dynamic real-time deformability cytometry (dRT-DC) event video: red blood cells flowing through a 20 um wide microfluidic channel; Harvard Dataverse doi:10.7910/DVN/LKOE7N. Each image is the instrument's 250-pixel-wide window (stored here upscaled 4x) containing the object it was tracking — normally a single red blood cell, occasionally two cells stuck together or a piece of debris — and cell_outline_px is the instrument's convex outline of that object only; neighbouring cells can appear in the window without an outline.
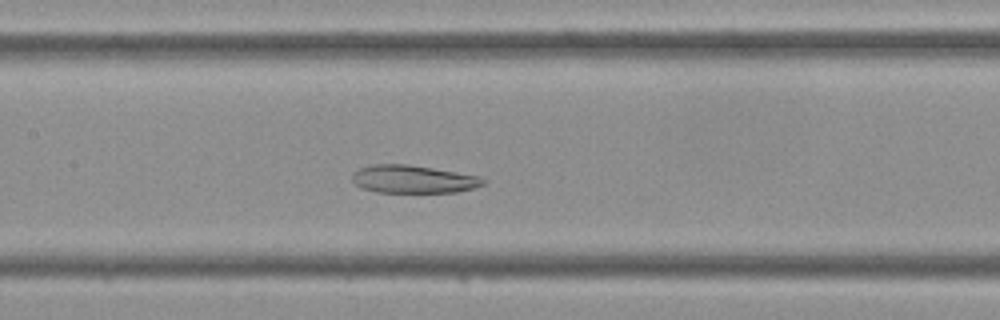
{"species": "Egyptian fruit bat (a non-hibernating species)", "species_latin": "Rousettus aegyptiacus", "temperature_condition": "cold", "stored_images_in_passage": 34, "segment_of_instrument_passage": [1, 2], "camera_frame_rate_fps": 3000, "um_per_image_px": 0.085, "frame": {"image": 1, "passage_image": 18, "time_ms": 5.667, "image_size_px": [1000, 320], "cell_outline_px": [[488, 180], [484, 184], [472, 188], [456, 192], [376, 192], [364, 188], [356, 184], [352, 180], [352, 176], [360, 168], [372, 164], [408, 164], [480, 176]], "centroid_in_image_um": [35.15, 15.23], "position_along_channel_um": 172.2, "area_um2": 21.1}}
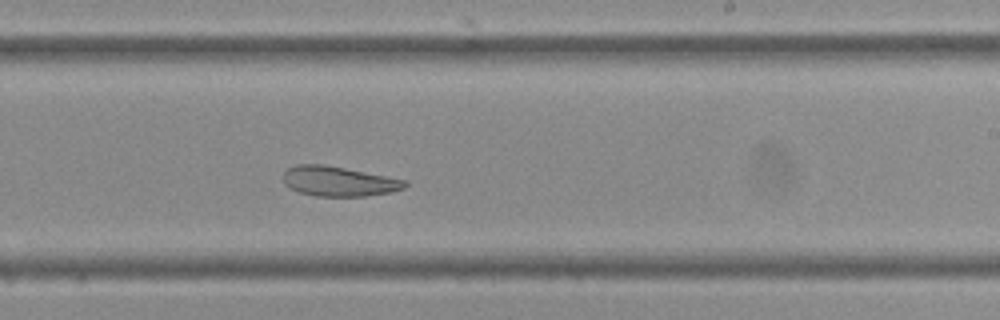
{"frame": {"image": 2, "passage_image": 24, "time_ms": 7.667, "image_size_px": [1000, 320], "cell_outline_px": [[408, 184], [404, 188], [392, 192], [364, 196], [316, 196], [300, 192], [284, 184], [284, 172], [288, 168], [296, 164], [324, 164], [408, 180]], "centroid_in_image_um": [28.82, 15.4], "position_along_channel_um": 260.2, "area_um2": 21.15}}
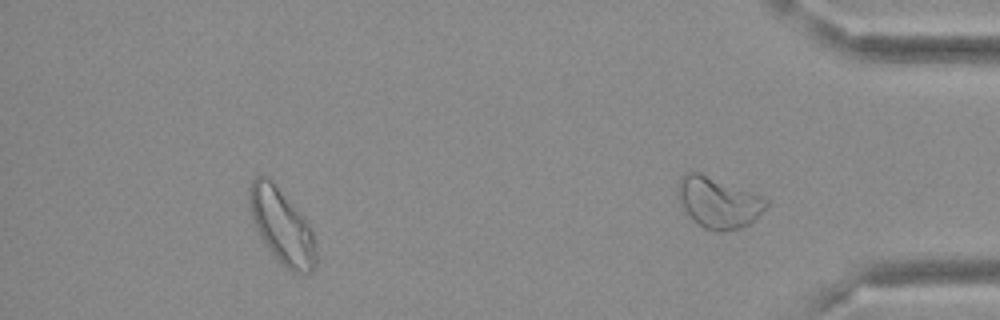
{"frame": {"image": 3, "passage_image": 32, "time_ms": 10.333, "image_size_px": [1000, 320], "cell_outline_px": [[316, 268], [312, 272], [292, 272], [264, 244], [256, 228], [252, 216], [248, 196], [248, 188], [252, 180], [256, 176], [268, 176], [272, 180], [304, 216], [312, 228], [316, 244]], "centroid_in_image_um": [23.98, 19.2], "position_along_channel_um": 411.2, "area_um2": 29.02}}